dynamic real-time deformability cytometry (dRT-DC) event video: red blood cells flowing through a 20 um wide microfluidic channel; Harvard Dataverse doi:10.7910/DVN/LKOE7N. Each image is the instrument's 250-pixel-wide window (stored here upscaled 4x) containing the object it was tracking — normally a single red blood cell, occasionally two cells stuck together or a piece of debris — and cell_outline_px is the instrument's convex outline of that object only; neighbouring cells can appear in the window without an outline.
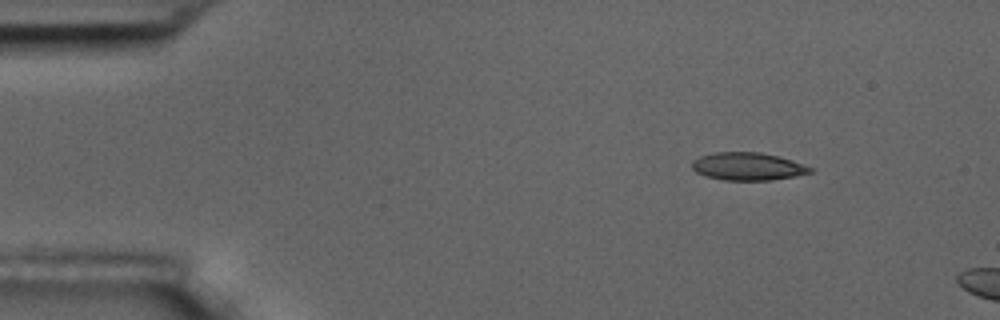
{"species": "common noctule bat (a hibernating species)", "species_latin": "Nyctalus noctula", "temperature_condition": "room temperature", "stored_images_in_passage": 6, "camera_frame_rate_fps": 3000, "um_per_image_px": 0.085, "animal": {"sex": "male", "body_mass_g": 17.5, "forearm_length_mm": 52.3}, "frame": {"image": 1, "passage_image": 2, "time_ms": 1.0, "image_size_px": [1000, 320], "cell_outline_px": [[816, 168], [812, 172], [796, 176], [772, 180], [724, 180], [708, 176], [696, 172], [692, 168], [692, 160], [700, 156], [716, 152], [760, 152], [780, 156]], "centroid_in_image_um": [63.61, 14.14], "position_along_channel_um": 21.4, "area_um2": 19.25}}
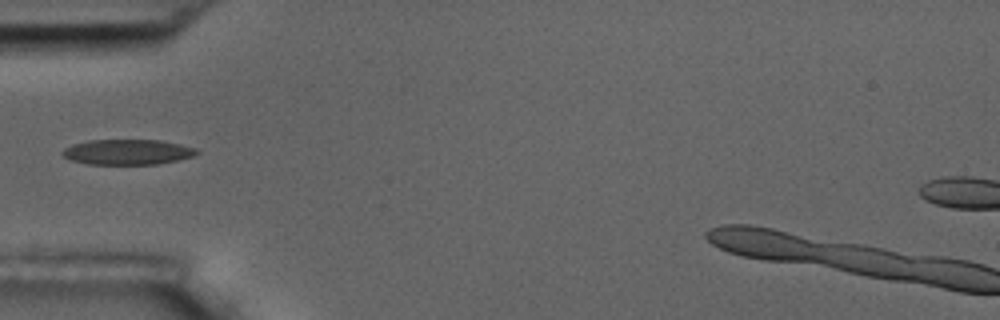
{"frame": {"image": 2, "passage_image": 5, "time_ms": 4.667, "image_size_px": [1000, 320], "cell_outline_px": [[200, 152], [196, 156], [156, 164], [88, 164], [72, 160], [64, 156], [60, 152], [64, 148], [72, 144], [88, 140], [160, 140], [180, 144], [196, 148]], "centroid_in_image_um": [10.85, 12.91], "position_along_channel_um": 74.1, "area_um2": 19.83}}